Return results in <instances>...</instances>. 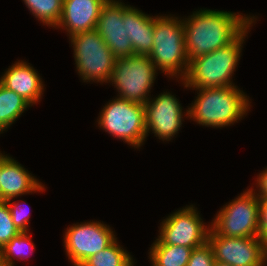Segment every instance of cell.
<instances>
[{
  "instance_id": "1",
  "label": "cell",
  "mask_w": 267,
  "mask_h": 266,
  "mask_svg": "<svg viewBox=\"0 0 267 266\" xmlns=\"http://www.w3.org/2000/svg\"><path fill=\"white\" fill-rule=\"evenodd\" d=\"M257 17L239 12L198 9L184 18V38L189 62L235 41Z\"/></svg>"
},
{
  "instance_id": "7",
  "label": "cell",
  "mask_w": 267,
  "mask_h": 266,
  "mask_svg": "<svg viewBox=\"0 0 267 266\" xmlns=\"http://www.w3.org/2000/svg\"><path fill=\"white\" fill-rule=\"evenodd\" d=\"M158 73L148 55H131L115 60L108 83L116 88L117 97L145 105Z\"/></svg>"
},
{
  "instance_id": "20",
  "label": "cell",
  "mask_w": 267,
  "mask_h": 266,
  "mask_svg": "<svg viewBox=\"0 0 267 266\" xmlns=\"http://www.w3.org/2000/svg\"><path fill=\"white\" fill-rule=\"evenodd\" d=\"M116 238L104 250L86 259L80 266H135V259Z\"/></svg>"
},
{
  "instance_id": "18",
  "label": "cell",
  "mask_w": 267,
  "mask_h": 266,
  "mask_svg": "<svg viewBox=\"0 0 267 266\" xmlns=\"http://www.w3.org/2000/svg\"><path fill=\"white\" fill-rule=\"evenodd\" d=\"M29 107L32 106L19 94L0 83V133L8 131Z\"/></svg>"
},
{
  "instance_id": "25",
  "label": "cell",
  "mask_w": 267,
  "mask_h": 266,
  "mask_svg": "<svg viewBox=\"0 0 267 266\" xmlns=\"http://www.w3.org/2000/svg\"><path fill=\"white\" fill-rule=\"evenodd\" d=\"M215 262L211 245L208 241L191 251L187 266H213Z\"/></svg>"
},
{
  "instance_id": "11",
  "label": "cell",
  "mask_w": 267,
  "mask_h": 266,
  "mask_svg": "<svg viewBox=\"0 0 267 266\" xmlns=\"http://www.w3.org/2000/svg\"><path fill=\"white\" fill-rule=\"evenodd\" d=\"M144 106L147 137L148 133L152 132L163 142L173 140V137L178 135L183 121L189 117L188 108L183 110L184 107L172 92L165 91L157 97H151Z\"/></svg>"
},
{
  "instance_id": "4",
  "label": "cell",
  "mask_w": 267,
  "mask_h": 266,
  "mask_svg": "<svg viewBox=\"0 0 267 266\" xmlns=\"http://www.w3.org/2000/svg\"><path fill=\"white\" fill-rule=\"evenodd\" d=\"M154 23L153 47L148 57L158 71L180 81L189 66L182 17L155 15Z\"/></svg>"
},
{
  "instance_id": "23",
  "label": "cell",
  "mask_w": 267,
  "mask_h": 266,
  "mask_svg": "<svg viewBox=\"0 0 267 266\" xmlns=\"http://www.w3.org/2000/svg\"><path fill=\"white\" fill-rule=\"evenodd\" d=\"M20 231L17 229L6 201H0V249Z\"/></svg>"
},
{
  "instance_id": "10",
  "label": "cell",
  "mask_w": 267,
  "mask_h": 266,
  "mask_svg": "<svg viewBox=\"0 0 267 266\" xmlns=\"http://www.w3.org/2000/svg\"><path fill=\"white\" fill-rule=\"evenodd\" d=\"M114 232L108 224L97 220L70 225L63 234V246L69 262L80 266L86 259L108 247L117 238Z\"/></svg>"
},
{
  "instance_id": "31",
  "label": "cell",
  "mask_w": 267,
  "mask_h": 266,
  "mask_svg": "<svg viewBox=\"0 0 267 266\" xmlns=\"http://www.w3.org/2000/svg\"><path fill=\"white\" fill-rule=\"evenodd\" d=\"M265 265L267 266V256H266V259H265Z\"/></svg>"
},
{
  "instance_id": "9",
  "label": "cell",
  "mask_w": 267,
  "mask_h": 266,
  "mask_svg": "<svg viewBox=\"0 0 267 266\" xmlns=\"http://www.w3.org/2000/svg\"><path fill=\"white\" fill-rule=\"evenodd\" d=\"M206 224L194 204L186 205L160 222L159 235L151 245H178L194 249L208 241L211 226Z\"/></svg>"
},
{
  "instance_id": "22",
  "label": "cell",
  "mask_w": 267,
  "mask_h": 266,
  "mask_svg": "<svg viewBox=\"0 0 267 266\" xmlns=\"http://www.w3.org/2000/svg\"><path fill=\"white\" fill-rule=\"evenodd\" d=\"M30 13L43 25L56 28L62 14L63 0H23Z\"/></svg>"
},
{
  "instance_id": "2",
  "label": "cell",
  "mask_w": 267,
  "mask_h": 266,
  "mask_svg": "<svg viewBox=\"0 0 267 266\" xmlns=\"http://www.w3.org/2000/svg\"><path fill=\"white\" fill-rule=\"evenodd\" d=\"M191 90L197 91V96L188 106V118L205 127L232 126L244 119L252 106L250 97L238 86Z\"/></svg>"
},
{
  "instance_id": "21",
  "label": "cell",
  "mask_w": 267,
  "mask_h": 266,
  "mask_svg": "<svg viewBox=\"0 0 267 266\" xmlns=\"http://www.w3.org/2000/svg\"><path fill=\"white\" fill-rule=\"evenodd\" d=\"M29 233L20 232L6 243L0 249V259L9 266H15L21 260L25 262L35 249V244L32 242Z\"/></svg>"
},
{
  "instance_id": "26",
  "label": "cell",
  "mask_w": 267,
  "mask_h": 266,
  "mask_svg": "<svg viewBox=\"0 0 267 266\" xmlns=\"http://www.w3.org/2000/svg\"><path fill=\"white\" fill-rule=\"evenodd\" d=\"M258 237L267 244V199H259Z\"/></svg>"
},
{
  "instance_id": "13",
  "label": "cell",
  "mask_w": 267,
  "mask_h": 266,
  "mask_svg": "<svg viewBox=\"0 0 267 266\" xmlns=\"http://www.w3.org/2000/svg\"><path fill=\"white\" fill-rule=\"evenodd\" d=\"M128 6L122 0H107L95 28L116 59L135 55L123 23V11Z\"/></svg>"
},
{
  "instance_id": "28",
  "label": "cell",
  "mask_w": 267,
  "mask_h": 266,
  "mask_svg": "<svg viewBox=\"0 0 267 266\" xmlns=\"http://www.w3.org/2000/svg\"><path fill=\"white\" fill-rule=\"evenodd\" d=\"M213 266H231V265H228L226 263H222V262H219V261H215Z\"/></svg>"
},
{
  "instance_id": "30",
  "label": "cell",
  "mask_w": 267,
  "mask_h": 266,
  "mask_svg": "<svg viewBox=\"0 0 267 266\" xmlns=\"http://www.w3.org/2000/svg\"><path fill=\"white\" fill-rule=\"evenodd\" d=\"M1 152L2 151H0V172H1ZM1 179V178H0ZM0 185H1V183H0Z\"/></svg>"
},
{
  "instance_id": "19",
  "label": "cell",
  "mask_w": 267,
  "mask_h": 266,
  "mask_svg": "<svg viewBox=\"0 0 267 266\" xmlns=\"http://www.w3.org/2000/svg\"><path fill=\"white\" fill-rule=\"evenodd\" d=\"M192 250L178 245H151L148 259L151 266H187Z\"/></svg>"
},
{
  "instance_id": "17",
  "label": "cell",
  "mask_w": 267,
  "mask_h": 266,
  "mask_svg": "<svg viewBox=\"0 0 267 266\" xmlns=\"http://www.w3.org/2000/svg\"><path fill=\"white\" fill-rule=\"evenodd\" d=\"M154 17L129 5L123 11V23L135 55H149L153 47Z\"/></svg>"
},
{
  "instance_id": "29",
  "label": "cell",
  "mask_w": 267,
  "mask_h": 266,
  "mask_svg": "<svg viewBox=\"0 0 267 266\" xmlns=\"http://www.w3.org/2000/svg\"><path fill=\"white\" fill-rule=\"evenodd\" d=\"M0 266H9V265L0 259Z\"/></svg>"
},
{
  "instance_id": "12",
  "label": "cell",
  "mask_w": 267,
  "mask_h": 266,
  "mask_svg": "<svg viewBox=\"0 0 267 266\" xmlns=\"http://www.w3.org/2000/svg\"><path fill=\"white\" fill-rule=\"evenodd\" d=\"M215 261L231 266H265L267 244L259 237H227L208 233Z\"/></svg>"
},
{
  "instance_id": "8",
  "label": "cell",
  "mask_w": 267,
  "mask_h": 266,
  "mask_svg": "<svg viewBox=\"0 0 267 266\" xmlns=\"http://www.w3.org/2000/svg\"><path fill=\"white\" fill-rule=\"evenodd\" d=\"M214 234L227 237H258L259 198L248 187L223 205L210 223Z\"/></svg>"
},
{
  "instance_id": "6",
  "label": "cell",
  "mask_w": 267,
  "mask_h": 266,
  "mask_svg": "<svg viewBox=\"0 0 267 266\" xmlns=\"http://www.w3.org/2000/svg\"><path fill=\"white\" fill-rule=\"evenodd\" d=\"M69 41L80 79L86 83H108L116 58L99 33L95 29L77 33Z\"/></svg>"
},
{
  "instance_id": "3",
  "label": "cell",
  "mask_w": 267,
  "mask_h": 266,
  "mask_svg": "<svg viewBox=\"0 0 267 266\" xmlns=\"http://www.w3.org/2000/svg\"><path fill=\"white\" fill-rule=\"evenodd\" d=\"M251 24L235 41L189 62L185 77L180 80L186 89L219 88L237 86L233 75L242 56L243 44Z\"/></svg>"
},
{
  "instance_id": "27",
  "label": "cell",
  "mask_w": 267,
  "mask_h": 266,
  "mask_svg": "<svg viewBox=\"0 0 267 266\" xmlns=\"http://www.w3.org/2000/svg\"><path fill=\"white\" fill-rule=\"evenodd\" d=\"M255 182L256 183L254 184L257 189H254V186H251L252 190L255 192V195L259 199H267V167L264 168L263 171H260L259 175L255 179Z\"/></svg>"
},
{
  "instance_id": "24",
  "label": "cell",
  "mask_w": 267,
  "mask_h": 266,
  "mask_svg": "<svg viewBox=\"0 0 267 266\" xmlns=\"http://www.w3.org/2000/svg\"><path fill=\"white\" fill-rule=\"evenodd\" d=\"M15 199L16 198H11V199L6 200L9 206V211H10L13 223L15 224V226L20 232H29L30 231L29 230L30 228L29 218L31 216L30 211L26 209L27 207H25L22 202L19 203V201L18 200L15 201Z\"/></svg>"
},
{
  "instance_id": "14",
  "label": "cell",
  "mask_w": 267,
  "mask_h": 266,
  "mask_svg": "<svg viewBox=\"0 0 267 266\" xmlns=\"http://www.w3.org/2000/svg\"><path fill=\"white\" fill-rule=\"evenodd\" d=\"M0 178V201L46 191L45 185L38 178L5 153H1Z\"/></svg>"
},
{
  "instance_id": "15",
  "label": "cell",
  "mask_w": 267,
  "mask_h": 266,
  "mask_svg": "<svg viewBox=\"0 0 267 266\" xmlns=\"http://www.w3.org/2000/svg\"><path fill=\"white\" fill-rule=\"evenodd\" d=\"M26 60H18L0 75V83L19 94L31 106L40 103L45 85L38 71Z\"/></svg>"
},
{
  "instance_id": "5",
  "label": "cell",
  "mask_w": 267,
  "mask_h": 266,
  "mask_svg": "<svg viewBox=\"0 0 267 266\" xmlns=\"http://www.w3.org/2000/svg\"><path fill=\"white\" fill-rule=\"evenodd\" d=\"M97 126L110 136L139 149L147 140L145 106L115 97L99 112Z\"/></svg>"
},
{
  "instance_id": "16",
  "label": "cell",
  "mask_w": 267,
  "mask_h": 266,
  "mask_svg": "<svg viewBox=\"0 0 267 266\" xmlns=\"http://www.w3.org/2000/svg\"><path fill=\"white\" fill-rule=\"evenodd\" d=\"M107 0H63L62 14L55 29L65 30L70 37L96 28Z\"/></svg>"
}]
</instances>
